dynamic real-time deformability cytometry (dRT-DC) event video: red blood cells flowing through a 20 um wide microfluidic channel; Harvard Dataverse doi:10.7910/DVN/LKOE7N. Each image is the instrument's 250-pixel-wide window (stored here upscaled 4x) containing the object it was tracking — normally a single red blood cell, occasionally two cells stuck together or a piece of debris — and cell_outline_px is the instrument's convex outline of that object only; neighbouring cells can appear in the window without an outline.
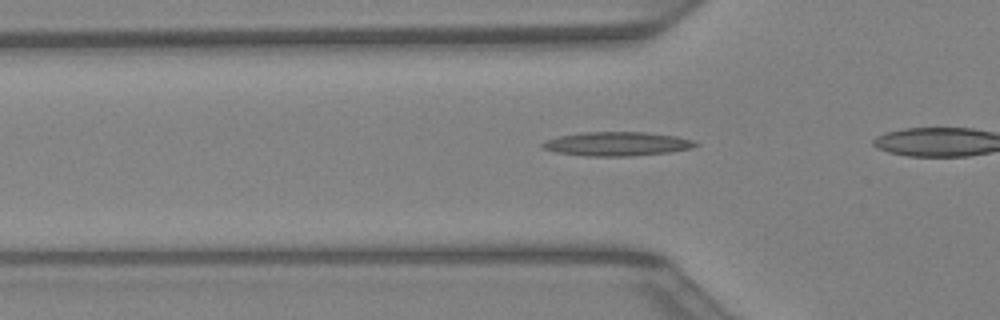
{"species": "Egyptian fruit bat (a non-hibernating species)", "species_latin": "Rousettus aegyptiacus", "temperature_condition": "warm", "stored_images_in_passage": 28, "camera_frame_rate_fps": 3000, "um_per_image_px": 0.085, "animal": {"sex": "female"}, "frame": {"image": 1, "passage_image": 9, "time_ms": 2.667, "image_size_px": [1000, 320], "cell_outline_px": [[700, 144], [692, 148], [668, 152], [632, 156], [584, 156], [556, 152], [540, 148], [540, 144], [544, 140], [560, 136], [580, 132], [648, 132], [676, 136], [692, 140]], "centroid_in_image_um": [52.4, 12.23], "position_along_channel_um": 73.4, "area_um2": 21.56}}